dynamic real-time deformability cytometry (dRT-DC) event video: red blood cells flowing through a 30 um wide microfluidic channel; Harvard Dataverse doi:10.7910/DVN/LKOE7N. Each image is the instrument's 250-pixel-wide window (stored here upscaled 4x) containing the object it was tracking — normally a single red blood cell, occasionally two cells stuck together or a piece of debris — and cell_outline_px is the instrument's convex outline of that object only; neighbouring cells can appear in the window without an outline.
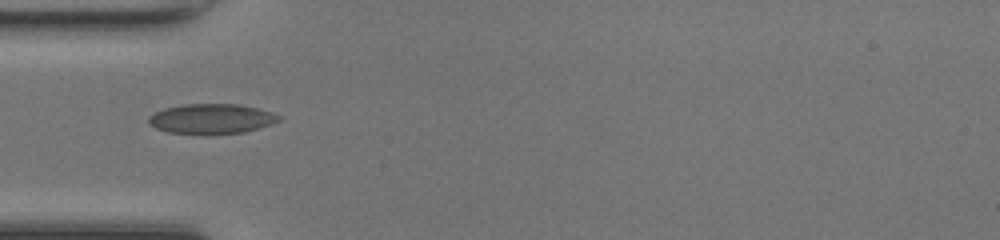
{"species": "common noctule bat (a hibernating species)", "species_latin": "Nyctalus noctula", "temperature_condition": "room temperature", "stored_images_in_passage": 34, "camera_frame_rate_fps": 3000, "um_per_image_px": 0.085, "animal": {"sex": "female", "body_mass_g": 17.0, "forearm_length_mm": 48.0}, "frame": {"image": 1, "passage_image": 1, "time_ms": 0.0, "image_size_px": [1000, 240], "cell_outline_px": [[280, 120], [272, 124], [244, 132], [168, 132], [156, 128], [148, 124], [148, 116], [164, 108], [184, 104], [240, 104], [272, 112], [280, 116]], "centroid_in_image_um": [17.97, 10.06], "position_along_channel_um": 67.0, "area_um2": 22.08}}
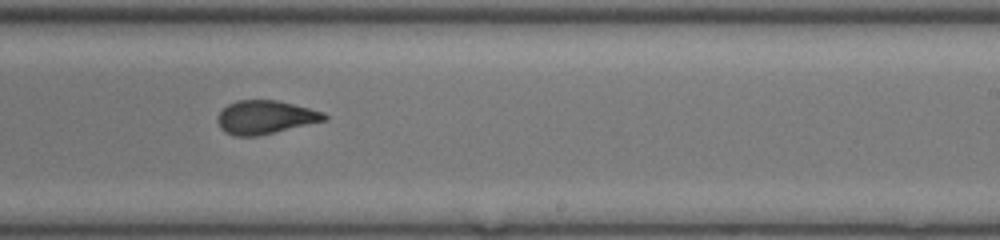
{"frame": {"image": 2, "passage_image": 15, "time_ms": 4.667, "image_size_px": [1000, 240], "cell_outline_px": [[328, 120], [256, 136], [236, 136], [224, 132], [220, 128], [216, 120], [216, 116], [228, 104], [236, 100], [276, 100], [324, 112], [328, 116]], "centroid_in_image_um": [22.52, 9.96], "position_along_channel_um": 266.5, "area_um2": 20.81}}
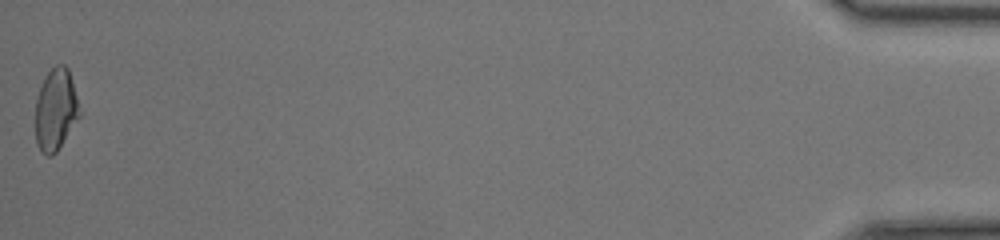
{"frame": {"image": 3, "passage_image": 34, "time_ms": 11.0, "image_size_px": [1000, 240], "cell_outline_px": [[80, 116], [56, 152], [52, 156], [48, 156], [40, 152], [36, 144], [36, 100], [44, 76], [56, 64], [64, 64], [68, 68], [76, 96], [80, 112]], "centroid_in_image_um": [4.72, 9.33], "position_along_channel_um": 430.5, "area_um2": 20.87}, "authors_computed_cell_mechanics": {"area_um2": 21.0103, "velocity_mm_per_s": 4.2715, "shape_relaxation_time_tau1_ms": 8.255, "shape_relaxation_time_tau2_ms": 1.2166, "deformation_change_tau1": 0.1915, "deformation_change_tau2": 0.07}}